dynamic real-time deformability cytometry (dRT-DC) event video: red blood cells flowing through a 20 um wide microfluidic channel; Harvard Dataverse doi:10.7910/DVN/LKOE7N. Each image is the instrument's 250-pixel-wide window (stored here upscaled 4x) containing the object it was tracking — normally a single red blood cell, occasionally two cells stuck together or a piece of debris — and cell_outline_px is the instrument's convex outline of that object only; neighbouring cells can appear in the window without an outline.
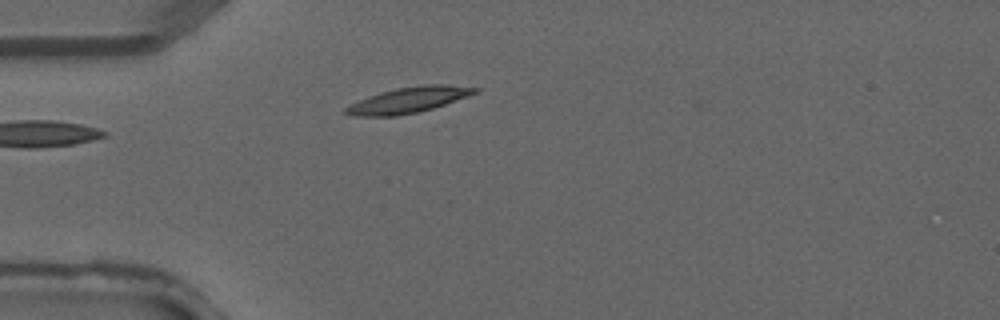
{"species": "common noctule bat (a hibernating species)", "species_latin": "Nyctalus noctula", "temperature_condition": "warm", "stored_images_in_passage": 2, "camera_frame_rate_fps": 3000, "um_per_image_px": 0.085, "animal": {"sex": "male", "forearm_length_mm": 52.5}, "frame": {"image": 1, "passage_image": 2, "time_ms": 0.333, "image_size_px": [1000, 320], "cell_outline_px": [[480, 88], [476, 92], [468, 96], [432, 108], [416, 112], [396, 116], [356, 116], [344, 112], [344, 108], [368, 96], [380, 92], [396, 88], [424, 84], [448, 84]], "centroid_in_image_um": [34.73, 8.48], "position_along_channel_um": 50.3, "area_um2": 19.07}}